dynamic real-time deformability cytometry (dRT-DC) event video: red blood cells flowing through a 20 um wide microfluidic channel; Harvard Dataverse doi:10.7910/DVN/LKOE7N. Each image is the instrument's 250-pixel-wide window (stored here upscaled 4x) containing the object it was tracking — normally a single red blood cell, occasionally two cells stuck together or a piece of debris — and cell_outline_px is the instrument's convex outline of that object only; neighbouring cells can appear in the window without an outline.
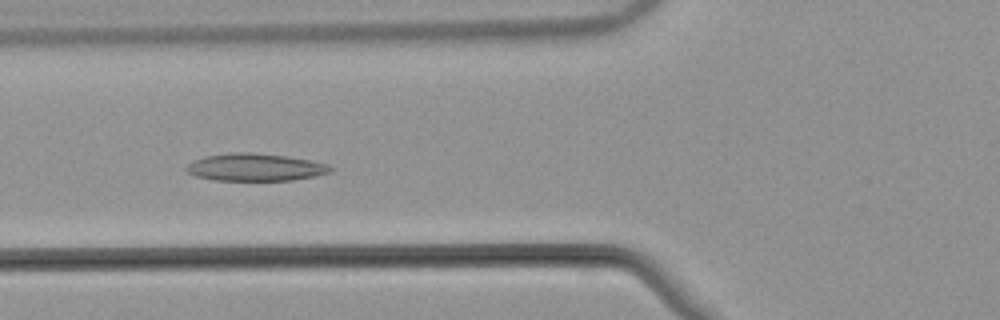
{"species": "common noctule bat (a hibernating species)", "species_latin": "Nyctalus noctula", "temperature_condition": "warm", "stored_images_in_passage": 37, "camera_frame_rate_fps": 3000, "um_per_image_px": 0.085, "animal": {"sex": "male", "body_mass_g": 21.5, "forearm_length_mm": 52.0}, "frame": {"image": 1, "passage_image": 21, "time_ms": 6.667, "image_size_px": [1000, 320], "cell_outline_px": [[336, 168], [332, 172], [316, 176], [292, 180], [212, 180], [196, 176], [188, 172], [184, 168], [192, 160], [204, 156], [232, 152], [252, 152], [288, 156], [312, 160], [328, 164]], "centroid_in_image_um": [21.73, 14.21], "position_along_channel_um": 104.1, "area_um2": 23.41}}
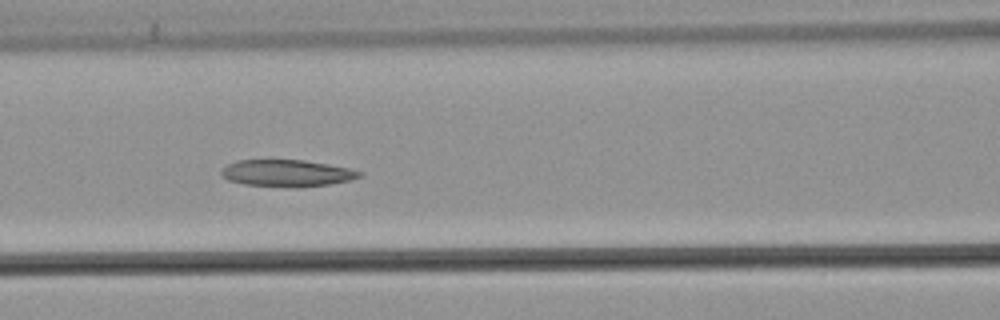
{"frame": {"image": 2, "passage_image": 24, "time_ms": 7.667, "image_size_px": [1000, 320], "cell_outline_px": [[364, 176], [348, 180], [328, 184], [296, 188], [292, 188], [244, 184], [228, 180], [220, 176], [220, 172], [228, 164], [236, 160], [304, 160], [352, 168], [364, 172]], "centroid_in_image_um": [24.41, 14.72], "position_along_channel_um": 142.2, "area_um2": 21.85}}
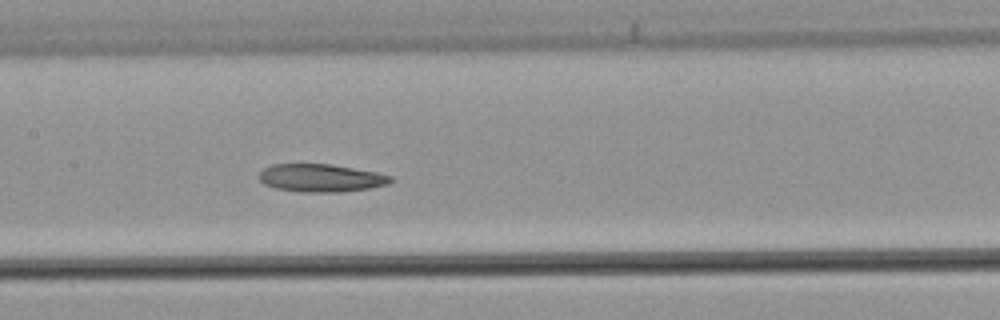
{"frame": {"image": 3, "passage_image": 27, "time_ms": 8.667, "image_size_px": [1000, 320], "cell_outline_px": [[396, 180], [388, 184], [372, 188], [344, 192], [300, 192], [276, 188], [264, 184], [260, 180], [260, 172], [264, 168], [272, 164], [332, 164], [376, 172], [392, 176]], "centroid_in_image_um": [27.33, 15.13], "position_along_channel_um": 180.1, "area_um2": 21.56}}